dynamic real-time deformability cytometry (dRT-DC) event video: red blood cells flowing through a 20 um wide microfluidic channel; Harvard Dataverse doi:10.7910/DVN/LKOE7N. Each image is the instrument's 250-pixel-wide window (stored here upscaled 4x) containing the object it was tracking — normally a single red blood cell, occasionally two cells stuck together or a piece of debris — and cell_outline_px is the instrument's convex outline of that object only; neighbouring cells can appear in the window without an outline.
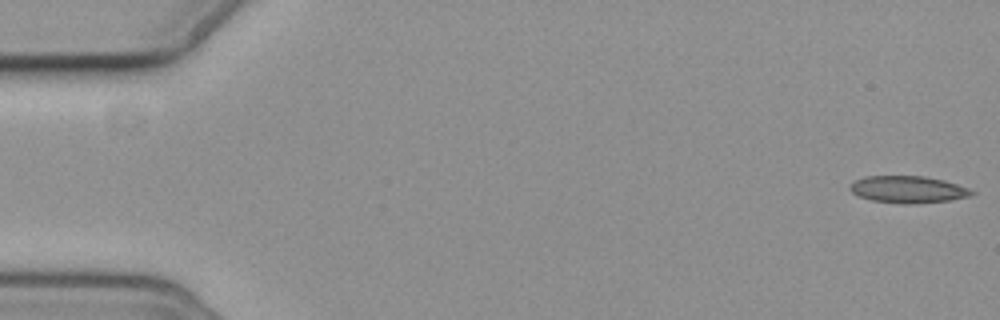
{"species": "common noctule bat (a hibernating species)", "species_latin": "Nyctalus noctula", "temperature_condition": "cold", "stored_images_in_passage": 6, "camera_frame_rate_fps": 3000, "um_per_image_px": 0.085, "animal": {"sex": "female", "body_mass_g": 19.3, "forearm_length_mm": 54.1}, "frame": {"image": 1, "passage_image": 1, "time_ms": 0.0, "image_size_px": [1000, 320], "cell_outline_px": [[976, 192], [968, 196], [948, 200], [916, 204], [904, 204], [872, 200], [860, 196], [852, 192], [848, 188], [856, 180], [864, 176], [924, 176], [944, 180], [968, 188]], "centroid_in_image_um": [77.17, 16.1], "position_along_channel_um": 7.8, "area_um2": 18.96}}
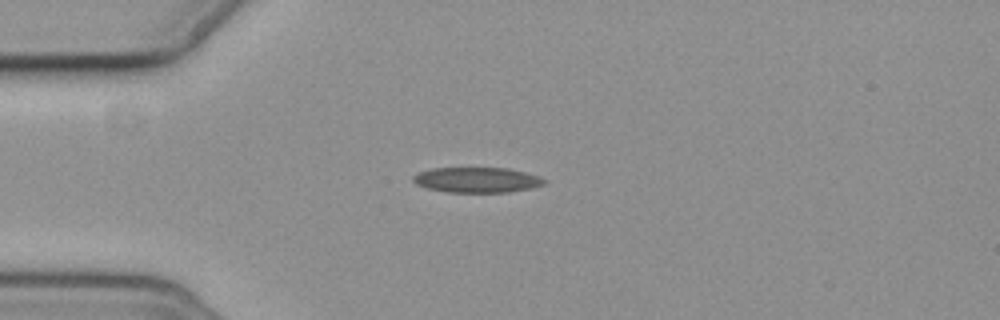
{"frame": {"image": 2, "passage_image": 5, "time_ms": 4.667, "image_size_px": [1000, 320], "cell_outline_px": [[548, 180], [544, 184], [528, 188], [508, 192], [448, 192], [428, 188], [416, 184], [412, 180], [412, 176], [420, 172], [432, 168], [508, 168], [540, 176]], "centroid_in_image_um": [40.54, 15.28], "position_along_channel_um": 44.5, "area_um2": 19.19}}